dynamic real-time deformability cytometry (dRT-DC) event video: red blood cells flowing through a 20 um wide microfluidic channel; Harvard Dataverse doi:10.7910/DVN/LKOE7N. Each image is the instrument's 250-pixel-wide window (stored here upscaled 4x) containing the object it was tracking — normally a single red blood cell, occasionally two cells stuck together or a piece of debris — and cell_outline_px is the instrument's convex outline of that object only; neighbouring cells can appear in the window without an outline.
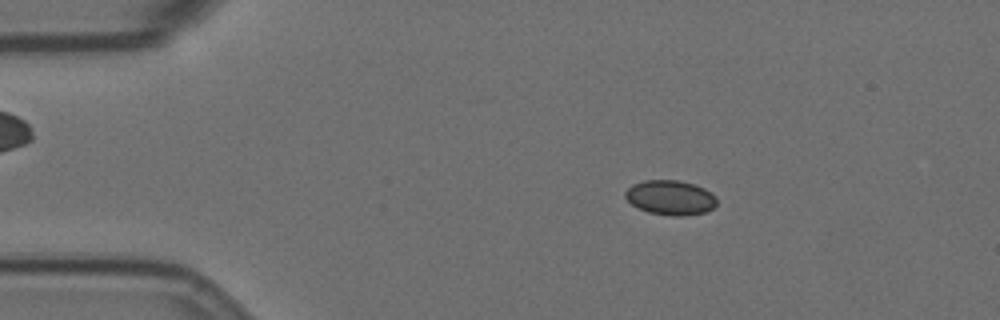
{"species": "Egyptian fruit bat (a non-hibernating species)", "species_latin": "Rousettus aegyptiacus", "temperature_condition": "room temperature", "stored_images_in_passage": 56, "camera_frame_rate_fps": 3000, "um_per_image_px": 0.085, "animal": {"sex": "female"}, "frame": {"image": 1, "passage_image": 8, "time_ms": 2.333, "image_size_px": [1000, 320], "cell_outline_px": [[716, 204], [708, 212], [684, 216], [672, 216], [648, 212], [632, 204], [624, 196], [624, 192], [632, 184], [644, 180], [680, 180], [696, 184], [712, 192], [716, 196]], "centroid_in_image_um": [57.01, 16.79], "position_along_channel_um": 28.0, "area_um2": 18.73}}
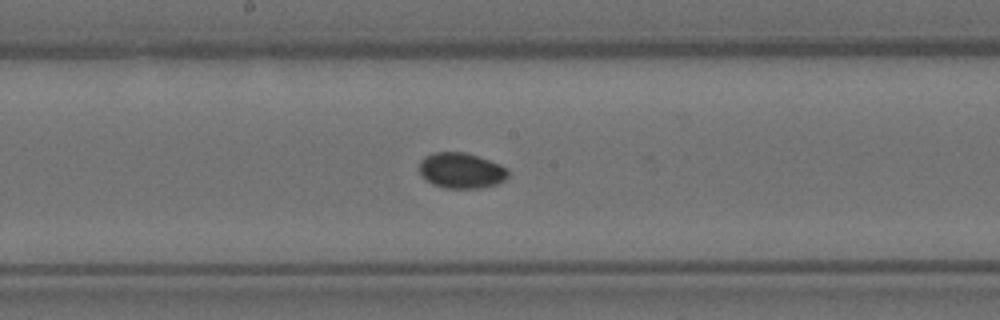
{"frame": {"image": 2, "passage_image": 28, "time_ms": 9.0, "image_size_px": [1000, 320], "cell_outline_px": [[508, 176], [504, 180], [496, 184], [480, 188], [444, 188], [432, 184], [420, 172], [420, 160], [424, 156], [432, 152], [464, 152], [500, 164], [508, 168]], "centroid_in_image_um": [39.21, 14.49], "position_along_channel_um": 209.0, "area_um2": 18.32}}
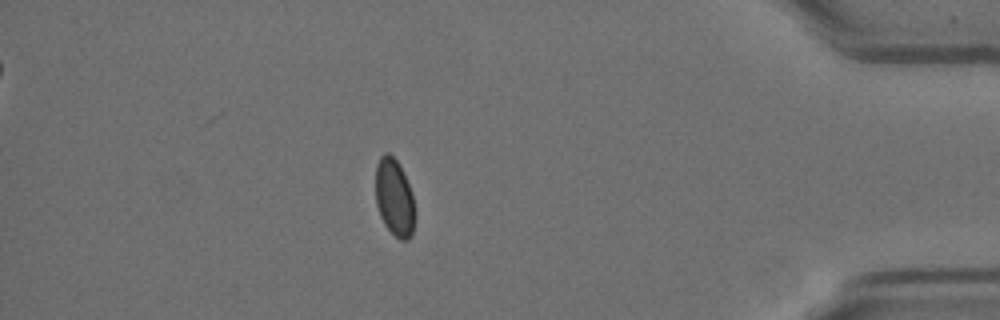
{"frame": {"image": 3, "passage_image": 48, "time_ms": 15.667, "image_size_px": [1000, 320], "cell_outline_px": [[416, 216], [412, 236], [408, 240], [400, 240], [384, 224], [380, 216], [376, 204], [376, 164], [380, 156], [384, 152], [388, 152], [400, 164], [412, 192], [416, 212]], "centroid_in_image_um": [33.55, 16.8], "position_along_channel_um": 401.7, "area_um2": 18.09}}